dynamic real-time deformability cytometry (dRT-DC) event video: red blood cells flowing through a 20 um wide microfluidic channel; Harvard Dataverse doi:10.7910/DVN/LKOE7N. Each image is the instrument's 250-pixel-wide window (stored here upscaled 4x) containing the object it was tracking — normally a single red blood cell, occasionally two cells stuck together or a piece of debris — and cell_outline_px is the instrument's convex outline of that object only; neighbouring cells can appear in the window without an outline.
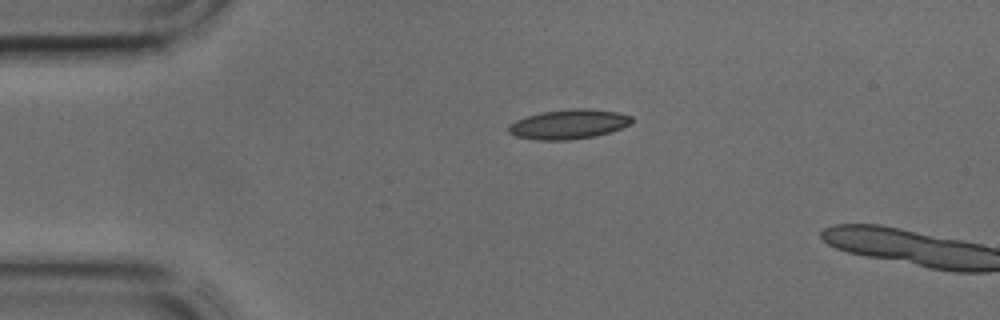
{"species": "common noctule bat (a hibernating species)", "species_latin": "Nyctalus noctula", "temperature_condition": "cold", "stored_images_in_passage": 3, "camera_frame_rate_fps": 3000, "um_per_image_px": 0.085, "animal": {"sex": "male", "body_mass_g": 17.9, "forearm_length_mm": 54.2}, "frame": {"image": 1, "passage_image": 1, "time_ms": 0.0, "image_size_px": [1000, 320], "cell_outline_px": [[632, 124], [596, 136], [568, 140], [536, 140], [516, 136], [508, 132], [508, 124], [516, 120], [528, 116], [544, 112], [576, 108], [584, 108], [616, 112], [632, 116]], "centroid_in_image_um": [48.33, 10.57], "position_along_channel_um": 36.7, "area_um2": 21.04}}